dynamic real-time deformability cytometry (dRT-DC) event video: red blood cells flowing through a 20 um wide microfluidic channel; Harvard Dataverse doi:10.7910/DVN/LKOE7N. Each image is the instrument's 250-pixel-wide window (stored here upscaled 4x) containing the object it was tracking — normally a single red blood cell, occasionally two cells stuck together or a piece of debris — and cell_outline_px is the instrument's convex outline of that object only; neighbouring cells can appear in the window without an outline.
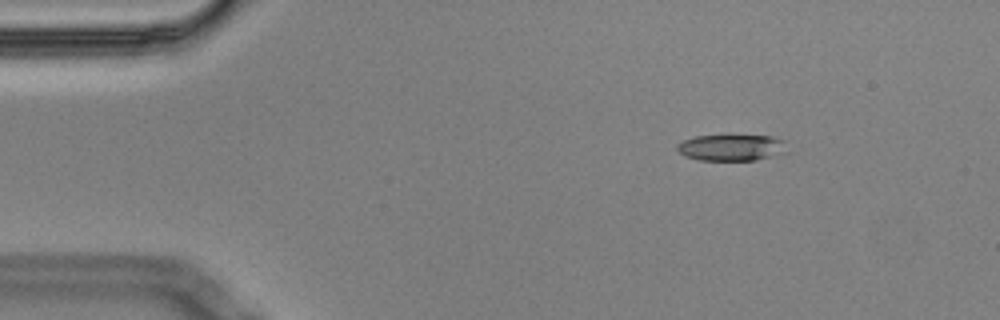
{"species": "Egyptian fruit bat (a non-hibernating species)", "species_latin": "Rousettus aegyptiacus", "temperature_condition": "cold", "stored_images_in_passage": 52, "camera_frame_rate_fps": 3000, "um_per_image_px": 0.085, "animal": {"sex": "male"}, "frame": {"image": 1, "passage_image": 3, "time_ms": 0.667, "image_size_px": [1000, 320], "cell_outline_px": [[788, 152], [756, 160], [696, 160], [684, 156], [676, 148], [676, 144], [684, 140], [696, 136], [772, 136], [784, 140]], "centroid_in_image_um": [62.18, 12.55], "position_along_channel_um": 22.8, "area_um2": 16.88}}
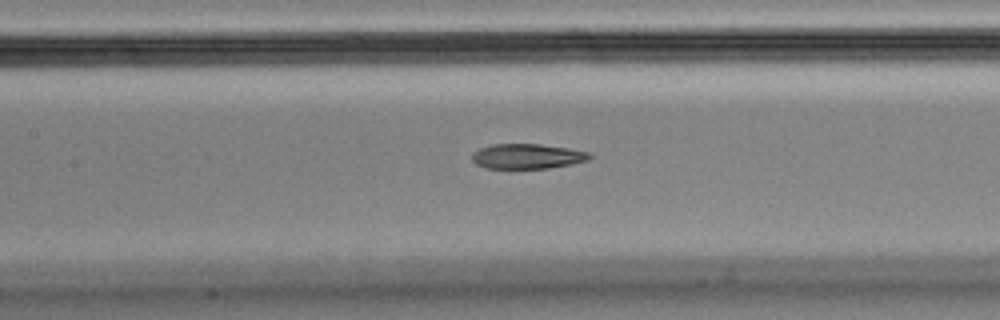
{"frame": {"image": 2, "passage_image": 21, "time_ms": 6.667, "image_size_px": [1000, 320], "cell_outline_px": [[592, 156], [588, 160], [572, 164], [548, 168], [484, 168], [476, 164], [472, 160], [472, 152], [480, 148], [492, 144], [540, 144], [568, 148], [588, 152]], "centroid_in_image_um": [44.79, 13.28], "position_along_channel_um": 162.6, "area_um2": 17.11}}
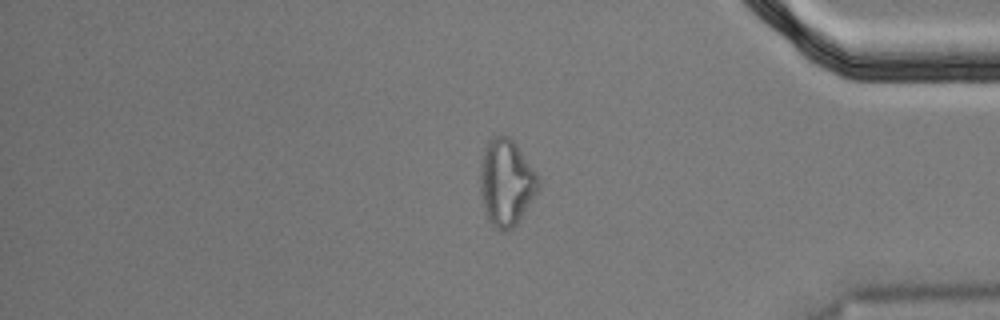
{"frame": {"image": 3, "passage_image": 43, "time_ms": 14.0, "image_size_px": [1000, 320], "cell_outline_px": [[540, 188], [516, 224], [512, 228], [504, 232], [500, 232], [492, 224], [488, 216], [480, 192], [480, 168], [484, 148], [488, 140], [496, 136], [508, 136], [516, 144], [536, 172], [540, 180]], "centroid_in_image_um": [43.04, 15.51], "position_along_channel_um": 392.2, "area_um2": 29.07}, "authors_computed_cell_mechanics": {"area_um2": 18.6694, "velocity_mm_per_s": 3.4728, "shape_relaxation_time_tau1_ms": null, "shape_relaxation_time_tau2_ms": 3.9511, "deformation_change_tau1": null, "deformation_change_tau2": 0.1214}}